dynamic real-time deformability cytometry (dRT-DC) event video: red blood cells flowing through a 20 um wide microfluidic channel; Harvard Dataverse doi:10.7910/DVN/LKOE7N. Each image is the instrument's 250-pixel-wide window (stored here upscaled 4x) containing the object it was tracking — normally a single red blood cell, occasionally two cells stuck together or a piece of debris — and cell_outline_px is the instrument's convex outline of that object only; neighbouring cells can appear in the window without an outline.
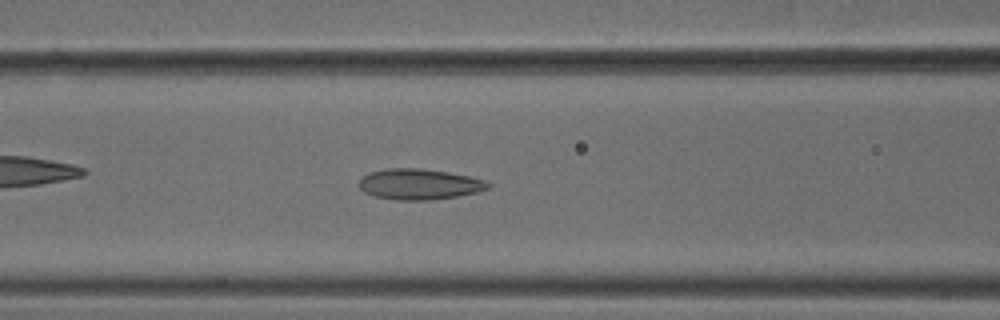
{"species": "common noctule bat (a hibernating species)", "species_latin": "Nyctalus noctula", "temperature_condition": "cold", "stored_images_in_passage": 38, "camera_frame_rate_fps": 3000, "um_per_image_px": 0.085, "animal": {"sex": "male", "body_mass_g": 18.8}, "frame": {"image": 1, "passage_image": 6, "time_ms": 1.667, "image_size_px": [1000, 320], "cell_outline_px": [[492, 184], [488, 188], [476, 192], [460, 196], [432, 200], [396, 200], [372, 196], [364, 192], [356, 184], [368, 172], [384, 168], [420, 168], [448, 172], [468, 176], [484, 180]], "centroid_in_image_um": [35.59, 15.66], "position_along_channel_um": 131.0, "area_um2": 23.35}}
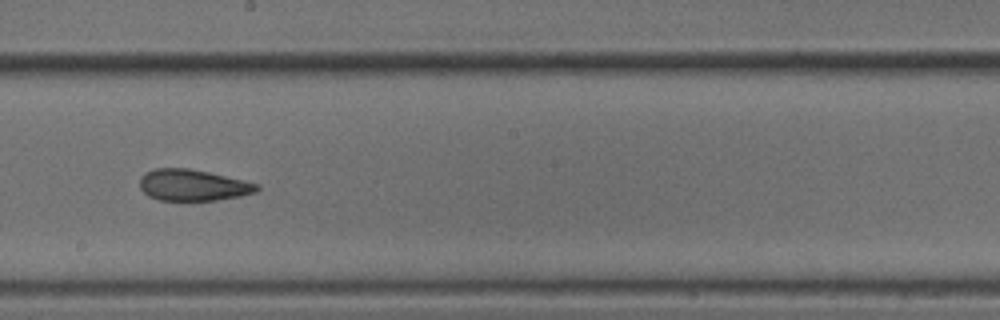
{"frame": {"image": 2, "passage_image": 14, "time_ms": 4.333, "image_size_px": [1000, 320], "cell_outline_px": [[260, 188], [256, 192], [240, 196], [216, 200], [160, 200], [148, 196], [140, 188], [140, 176], [144, 172], [156, 168], [188, 168], [208, 172], [260, 184]], "centroid_in_image_um": [16.38, 15.73], "position_along_channel_um": 231.8, "area_um2": 21.39}}
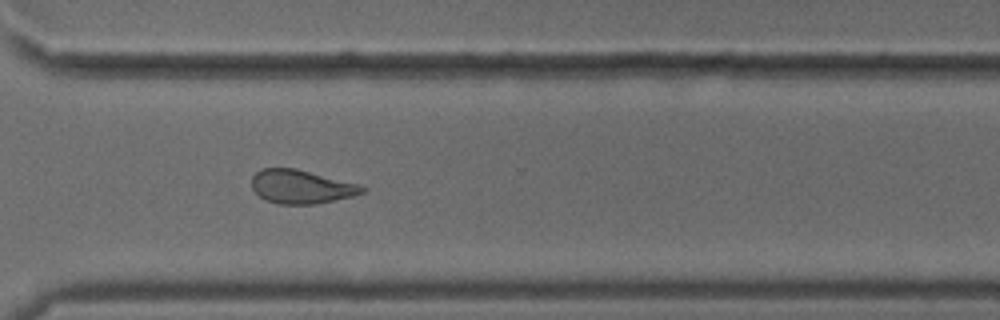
{"frame": {"image": 3, "passage_image": 23, "time_ms": 7.333, "image_size_px": [1000, 320], "cell_outline_px": [[364, 192], [352, 196], [316, 204], [276, 204], [264, 200], [252, 188], [252, 176], [260, 168], [296, 168], [360, 184], [364, 188]], "centroid_in_image_um": [25.57, 15.87], "position_along_channel_um": 345.0, "area_um2": 21.73}}